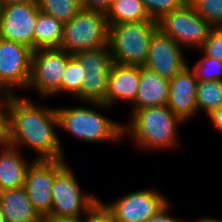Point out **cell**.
Segmentation results:
<instances>
[{
  "instance_id": "1",
  "label": "cell",
  "mask_w": 222,
  "mask_h": 222,
  "mask_svg": "<svg viewBox=\"0 0 222 222\" xmlns=\"http://www.w3.org/2000/svg\"><path fill=\"white\" fill-rule=\"evenodd\" d=\"M37 104L29 97H12L8 143L18 148L27 146L36 152L35 160L65 159L57 134L56 108Z\"/></svg>"
},
{
  "instance_id": "2",
  "label": "cell",
  "mask_w": 222,
  "mask_h": 222,
  "mask_svg": "<svg viewBox=\"0 0 222 222\" xmlns=\"http://www.w3.org/2000/svg\"><path fill=\"white\" fill-rule=\"evenodd\" d=\"M123 123V138L129 135L139 150H169L177 148L179 126L185 123L166 106H153L131 111Z\"/></svg>"
},
{
  "instance_id": "3",
  "label": "cell",
  "mask_w": 222,
  "mask_h": 222,
  "mask_svg": "<svg viewBox=\"0 0 222 222\" xmlns=\"http://www.w3.org/2000/svg\"><path fill=\"white\" fill-rule=\"evenodd\" d=\"M86 106L57 107L59 129L89 143L120 142L124 139L123 123L105 117L97 110L107 111L112 107L102 103H87Z\"/></svg>"
},
{
  "instance_id": "4",
  "label": "cell",
  "mask_w": 222,
  "mask_h": 222,
  "mask_svg": "<svg viewBox=\"0 0 222 222\" xmlns=\"http://www.w3.org/2000/svg\"><path fill=\"white\" fill-rule=\"evenodd\" d=\"M157 30L155 20L109 24L108 48L113 62L145 66L151 38Z\"/></svg>"
},
{
  "instance_id": "5",
  "label": "cell",
  "mask_w": 222,
  "mask_h": 222,
  "mask_svg": "<svg viewBox=\"0 0 222 222\" xmlns=\"http://www.w3.org/2000/svg\"><path fill=\"white\" fill-rule=\"evenodd\" d=\"M109 23L106 14L81 9L64 23L60 49L74 54L83 50L108 47Z\"/></svg>"
},
{
  "instance_id": "6",
  "label": "cell",
  "mask_w": 222,
  "mask_h": 222,
  "mask_svg": "<svg viewBox=\"0 0 222 222\" xmlns=\"http://www.w3.org/2000/svg\"><path fill=\"white\" fill-rule=\"evenodd\" d=\"M72 169L66 164L55 176L52 188L53 218L86 217L100 202L97 196L80 188Z\"/></svg>"
},
{
  "instance_id": "7",
  "label": "cell",
  "mask_w": 222,
  "mask_h": 222,
  "mask_svg": "<svg viewBox=\"0 0 222 222\" xmlns=\"http://www.w3.org/2000/svg\"><path fill=\"white\" fill-rule=\"evenodd\" d=\"M158 29L175 40L182 48L200 51L213 26L187 2L182 8L165 14L157 21Z\"/></svg>"
},
{
  "instance_id": "8",
  "label": "cell",
  "mask_w": 222,
  "mask_h": 222,
  "mask_svg": "<svg viewBox=\"0 0 222 222\" xmlns=\"http://www.w3.org/2000/svg\"><path fill=\"white\" fill-rule=\"evenodd\" d=\"M72 56L60 48L34 50L27 89L35 90L42 99L59 95L62 75Z\"/></svg>"
},
{
  "instance_id": "9",
  "label": "cell",
  "mask_w": 222,
  "mask_h": 222,
  "mask_svg": "<svg viewBox=\"0 0 222 222\" xmlns=\"http://www.w3.org/2000/svg\"><path fill=\"white\" fill-rule=\"evenodd\" d=\"M116 222H146L171 201L158 189H142L120 196L114 202L100 201Z\"/></svg>"
},
{
  "instance_id": "10",
  "label": "cell",
  "mask_w": 222,
  "mask_h": 222,
  "mask_svg": "<svg viewBox=\"0 0 222 222\" xmlns=\"http://www.w3.org/2000/svg\"><path fill=\"white\" fill-rule=\"evenodd\" d=\"M33 50L26 45L0 38V87L8 93L27 89Z\"/></svg>"
},
{
  "instance_id": "11",
  "label": "cell",
  "mask_w": 222,
  "mask_h": 222,
  "mask_svg": "<svg viewBox=\"0 0 222 222\" xmlns=\"http://www.w3.org/2000/svg\"><path fill=\"white\" fill-rule=\"evenodd\" d=\"M66 162L65 159H33L27 169L24 187L32 205L43 219L51 215L54 179Z\"/></svg>"
},
{
  "instance_id": "12",
  "label": "cell",
  "mask_w": 222,
  "mask_h": 222,
  "mask_svg": "<svg viewBox=\"0 0 222 222\" xmlns=\"http://www.w3.org/2000/svg\"><path fill=\"white\" fill-rule=\"evenodd\" d=\"M39 11L37 1L1 6L0 38L21 43L34 51V28Z\"/></svg>"
},
{
  "instance_id": "13",
  "label": "cell",
  "mask_w": 222,
  "mask_h": 222,
  "mask_svg": "<svg viewBox=\"0 0 222 222\" xmlns=\"http://www.w3.org/2000/svg\"><path fill=\"white\" fill-rule=\"evenodd\" d=\"M183 48L159 29L153 34L144 67L171 80L188 65Z\"/></svg>"
},
{
  "instance_id": "14",
  "label": "cell",
  "mask_w": 222,
  "mask_h": 222,
  "mask_svg": "<svg viewBox=\"0 0 222 222\" xmlns=\"http://www.w3.org/2000/svg\"><path fill=\"white\" fill-rule=\"evenodd\" d=\"M198 82L196 73L189 64L169 80L167 106L184 122L199 114L196 100Z\"/></svg>"
},
{
  "instance_id": "15",
  "label": "cell",
  "mask_w": 222,
  "mask_h": 222,
  "mask_svg": "<svg viewBox=\"0 0 222 222\" xmlns=\"http://www.w3.org/2000/svg\"><path fill=\"white\" fill-rule=\"evenodd\" d=\"M141 76V66L114 62L109 76L106 105L115 107L120 101L132 104L136 98Z\"/></svg>"
},
{
  "instance_id": "16",
  "label": "cell",
  "mask_w": 222,
  "mask_h": 222,
  "mask_svg": "<svg viewBox=\"0 0 222 222\" xmlns=\"http://www.w3.org/2000/svg\"><path fill=\"white\" fill-rule=\"evenodd\" d=\"M21 148L4 143L0 145V190L24 186L27 169L32 163L22 156Z\"/></svg>"
},
{
  "instance_id": "17",
  "label": "cell",
  "mask_w": 222,
  "mask_h": 222,
  "mask_svg": "<svg viewBox=\"0 0 222 222\" xmlns=\"http://www.w3.org/2000/svg\"><path fill=\"white\" fill-rule=\"evenodd\" d=\"M169 80L146 67H141L138 92L131 111L138 109L166 106L168 101Z\"/></svg>"
},
{
  "instance_id": "18",
  "label": "cell",
  "mask_w": 222,
  "mask_h": 222,
  "mask_svg": "<svg viewBox=\"0 0 222 222\" xmlns=\"http://www.w3.org/2000/svg\"><path fill=\"white\" fill-rule=\"evenodd\" d=\"M0 207L6 222H44L32 205L24 186L2 191Z\"/></svg>"
},
{
  "instance_id": "19",
  "label": "cell",
  "mask_w": 222,
  "mask_h": 222,
  "mask_svg": "<svg viewBox=\"0 0 222 222\" xmlns=\"http://www.w3.org/2000/svg\"><path fill=\"white\" fill-rule=\"evenodd\" d=\"M64 24L54 16L38 13L34 28V50L60 48Z\"/></svg>"
},
{
  "instance_id": "20",
  "label": "cell",
  "mask_w": 222,
  "mask_h": 222,
  "mask_svg": "<svg viewBox=\"0 0 222 222\" xmlns=\"http://www.w3.org/2000/svg\"><path fill=\"white\" fill-rule=\"evenodd\" d=\"M106 17L109 24L152 20L142 0H113Z\"/></svg>"
},
{
  "instance_id": "21",
  "label": "cell",
  "mask_w": 222,
  "mask_h": 222,
  "mask_svg": "<svg viewBox=\"0 0 222 222\" xmlns=\"http://www.w3.org/2000/svg\"><path fill=\"white\" fill-rule=\"evenodd\" d=\"M110 72H87L81 84L80 92L74 100L82 103L106 104L108 76Z\"/></svg>"
},
{
  "instance_id": "22",
  "label": "cell",
  "mask_w": 222,
  "mask_h": 222,
  "mask_svg": "<svg viewBox=\"0 0 222 222\" xmlns=\"http://www.w3.org/2000/svg\"><path fill=\"white\" fill-rule=\"evenodd\" d=\"M198 112L207 116L222 106V81L199 80L196 91Z\"/></svg>"
},
{
  "instance_id": "23",
  "label": "cell",
  "mask_w": 222,
  "mask_h": 222,
  "mask_svg": "<svg viewBox=\"0 0 222 222\" xmlns=\"http://www.w3.org/2000/svg\"><path fill=\"white\" fill-rule=\"evenodd\" d=\"M73 56L82 64L87 72H110L113 58L108 47L76 52Z\"/></svg>"
},
{
  "instance_id": "24",
  "label": "cell",
  "mask_w": 222,
  "mask_h": 222,
  "mask_svg": "<svg viewBox=\"0 0 222 222\" xmlns=\"http://www.w3.org/2000/svg\"><path fill=\"white\" fill-rule=\"evenodd\" d=\"M39 10L54 16L63 24L70 21L81 9V0H37Z\"/></svg>"
},
{
  "instance_id": "25",
  "label": "cell",
  "mask_w": 222,
  "mask_h": 222,
  "mask_svg": "<svg viewBox=\"0 0 222 222\" xmlns=\"http://www.w3.org/2000/svg\"><path fill=\"white\" fill-rule=\"evenodd\" d=\"M87 71L82 64L72 56L68 60L67 67L63 72L61 79V93L72 95L75 97L81 89V84Z\"/></svg>"
},
{
  "instance_id": "26",
  "label": "cell",
  "mask_w": 222,
  "mask_h": 222,
  "mask_svg": "<svg viewBox=\"0 0 222 222\" xmlns=\"http://www.w3.org/2000/svg\"><path fill=\"white\" fill-rule=\"evenodd\" d=\"M202 54V58L196 61L193 69L198 80L222 81V61Z\"/></svg>"
},
{
  "instance_id": "27",
  "label": "cell",
  "mask_w": 222,
  "mask_h": 222,
  "mask_svg": "<svg viewBox=\"0 0 222 222\" xmlns=\"http://www.w3.org/2000/svg\"><path fill=\"white\" fill-rule=\"evenodd\" d=\"M189 2L213 27H222V0H189Z\"/></svg>"
},
{
  "instance_id": "28",
  "label": "cell",
  "mask_w": 222,
  "mask_h": 222,
  "mask_svg": "<svg viewBox=\"0 0 222 222\" xmlns=\"http://www.w3.org/2000/svg\"><path fill=\"white\" fill-rule=\"evenodd\" d=\"M152 20L156 22L165 14L182 8L189 0H142Z\"/></svg>"
},
{
  "instance_id": "29",
  "label": "cell",
  "mask_w": 222,
  "mask_h": 222,
  "mask_svg": "<svg viewBox=\"0 0 222 222\" xmlns=\"http://www.w3.org/2000/svg\"><path fill=\"white\" fill-rule=\"evenodd\" d=\"M15 94L0 93V145L7 143L10 133V108Z\"/></svg>"
},
{
  "instance_id": "30",
  "label": "cell",
  "mask_w": 222,
  "mask_h": 222,
  "mask_svg": "<svg viewBox=\"0 0 222 222\" xmlns=\"http://www.w3.org/2000/svg\"><path fill=\"white\" fill-rule=\"evenodd\" d=\"M206 56L222 61V27H213L204 45L200 49Z\"/></svg>"
},
{
  "instance_id": "31",
  "label": "cell",
  "mask_w": 222,
  "mask_h": 222,
  "mask_svg": "<svg viewBox=\"0 0 222 222\" xmlns=\"http://www.w3.org/2000/svg\"><path fill=\"white\" fill-rule=\"evenodd\" d=\"M88 222H116L114 216L99 202L88 214Z\"/></svg>"
},
{
  "instance_id": "32",
  "label": "cell",
  "mask_w": 222,
  "mask_h": 222,
  "mask_svg": "<svg viewBox=\"0 0 222 222\" xmlns=\"http://www.w3.org/2000/svg\"><path fill=\"white\" fill-rule=\"evenodd\" d=\"M113 0H81L82 9L93 10L106 14Z\"/></svg>"
},
{
  "instance_id": "33",
  "label": "cell",
  "mask_w": 222,
  "mask_h": 222,
  "mask_svg": "<svg viewBox=\"0 0 222 222\" xmlns=\"http://www.w3.org/2000/svg\"><path fill=\"white\" fill-rule=\"evenodd\" d=\"M171 202L167 204L158 214L154 215L146 222H184L181 219H177L169 214Z\"/></svg>"
},
{
  "instance_id": "34",
  "label": "cell",
  "mask_w": 222,
  "mask_h": 222,
  "mask_svg": "<svg viewBox=\"0 0 222 222\" xmlns=\"http://www.w3.org/2000/svg\"><path fill=\"white\" fill-rule=\"evenodd\" d=\"M213 126L222 132V106L208 115Z\"/></svg>"
},
{
  "instance_id": "35",
  "label": "cell",
  "mask_w": 222,
  "mask_h": 222,
  "mask_svg": "<svg viewBox=\"0 0 222 222\" xmlns=\"http://www.w3.org/2000/svg\"><path fill=\"white\" fill-rule=\"evenodd\" d=\"M44 222H88V215H86V217H82V218H53V217H46L44 219Z\"/></svg>"
},
{
  "instance_id": "36",
  "label": "cell",
  "mask_w": 222,
  "mask_h": 222,
  "mask_svg": "<svg viewBox=\"0 0 222 222\" xmlns=\"http://www.w3.org/2000/svg\"><path fill=\"white\" fill-rule=\"evenodd\" d=\"M194 221L195 222H222V219H216V218H213V217H202V218H198Z\"/></svg>"
},
{
  "instance_id": "37",
  "label": "cell",
  "mask_w": 222,
  "mask_h": 222,
  "mask_svg": "<svg viewBox=\"0 0 222 222\" xmlns=\"http://www.w3.org/2000/svg\"><path fill=\"white\" fill-rule=\"evenodd\" d=\"M29 1H37V0H0V6L11 3H24Z\"/></svg>"
},
{
  "instance_id": "38",
  "label": "cell",
  "mask_w": 222,
  "mask_h": 222,
  "mask_svg": "<svg viewBox=\"0 0 222 222\" xmlns=\"http://www.w3.org/2000/svg\"><path fill=\"white\" fill-rule=\"evenodd\" d=\"M0 222H6L5 217H4V214H3V211H2V209H1V207H0Z\"/></svg>"
},
{
  "instance_id": "39",
  "label": "cell",
  "mask_w": 222,
  "mask_h": 222,
  "mask_svg": "<svg viewBox=\"0 0 222 222\" xmlns=\"http://www.w3.org/2000/svg\"><path fill=\"white\" fill-rule=\"evenodd\" d=\"M3 92H5V91L0 87V93H3Z\"/></svg>"
}]
</instances>
